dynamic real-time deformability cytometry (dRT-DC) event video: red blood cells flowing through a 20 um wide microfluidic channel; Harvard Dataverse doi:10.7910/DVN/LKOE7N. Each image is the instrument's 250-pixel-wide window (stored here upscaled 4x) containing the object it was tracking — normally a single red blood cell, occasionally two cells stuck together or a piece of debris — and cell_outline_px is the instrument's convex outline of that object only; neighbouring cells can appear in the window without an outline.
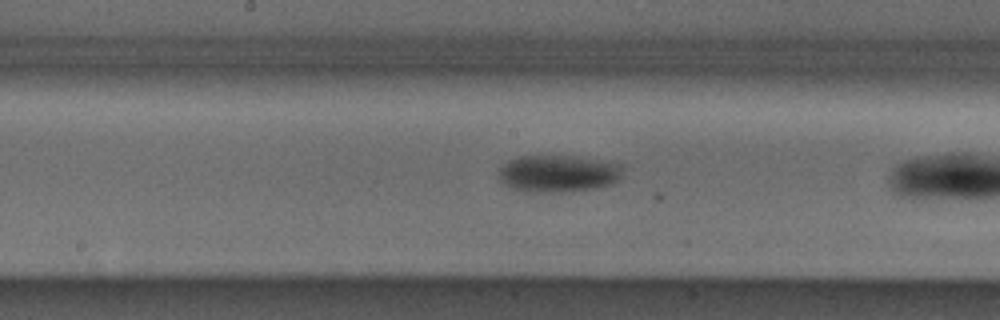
{"species": "Egyptian fruit bat (a non-hibernating species)", "species_latin": "Rousettus aegyptiacus", "temperature_condition": "cold", "stored_images_in_passage": 14, "camera_frame_rate_fps": 3000, "um_per_image_px": 0.085, "animal": {"sex": "male"}, "frame": {"image": 1, "passage_image": 12, "time_ms": 3.667, "image_size_px": [1000, 320], "cell_outline_px": [[620, 180], [612, 184], [596, 188], [560, 192], [524, 192], [508, 188], [500, 184], [500, 168], [508, 160], [520, 156], [572, 156], [620, 164]], "centroid_in_image_um": [47.37, 14.77], "position_along_channel_um": 200.8, "area_um2": 26.82}}